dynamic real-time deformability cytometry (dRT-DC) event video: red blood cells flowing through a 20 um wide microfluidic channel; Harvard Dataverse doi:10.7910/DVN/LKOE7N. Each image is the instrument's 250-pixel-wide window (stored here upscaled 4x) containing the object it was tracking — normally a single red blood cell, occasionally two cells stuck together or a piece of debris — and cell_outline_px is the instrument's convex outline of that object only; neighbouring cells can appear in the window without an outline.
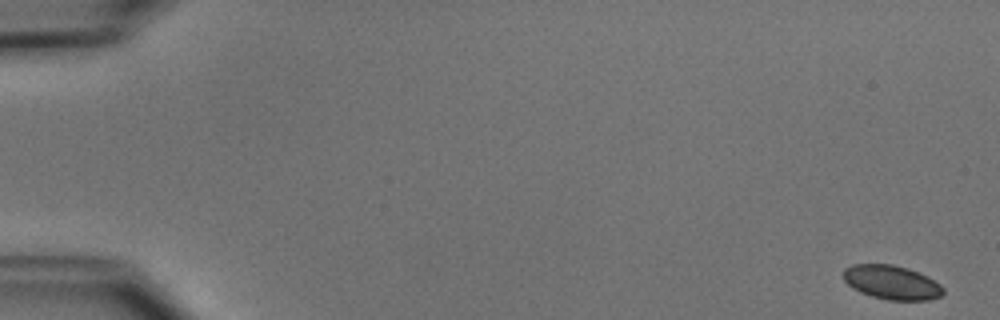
{"species": "common noctule bat (a hibernating species)", "species_latin": "Nyctalus noctula", "temperature_condition": "cold", "stored_images_in_passage": 52, "camera_frame_rate_fps": 3000, "um_per_image_px": 0.085, "animal": {"sex": "male", "body_mass_g": 15.6}, "frame": {"image": 1, "passage_image": 1, "time_ms": 0.0, "image_size_px": [1000, 320], "cell_outline_px": [[944, 292], [940, 296], [928, 300], [888, 300], [872, 296], [860, 292], [852, 288], [844, 280], [844, 268], [852, 264], [892, 264], [908, 268], [928, 276], [940, 284], [944, 288]], "centroid_in_image_um": [75.8, 24.0], "position_along_channel_um": 9.2, "area_um2": 19.88}}
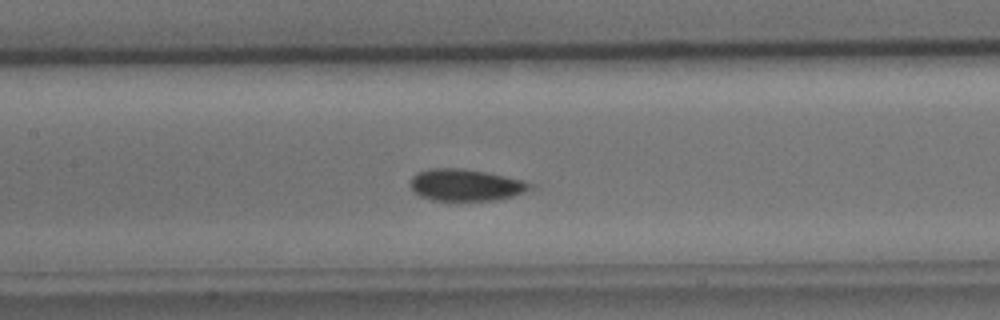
{"frame": {"image": 2, "passage_image": 25, "time_ms": 8.0, "image_size_px": [1000, 320], "cell_outline_px": [[536, 188], [512, 196], [496, 200], [432, 200], [420, 196], [408, 184], [412, 176], [416, 172], [428, 168], [460, 168], [484, 172], [504, 176], [520, 180], [532, 184]], "centroid_in_image_um": [39.55, 15.72], "position_along_channel_um": 167.9, "area_um2": 22.14}}
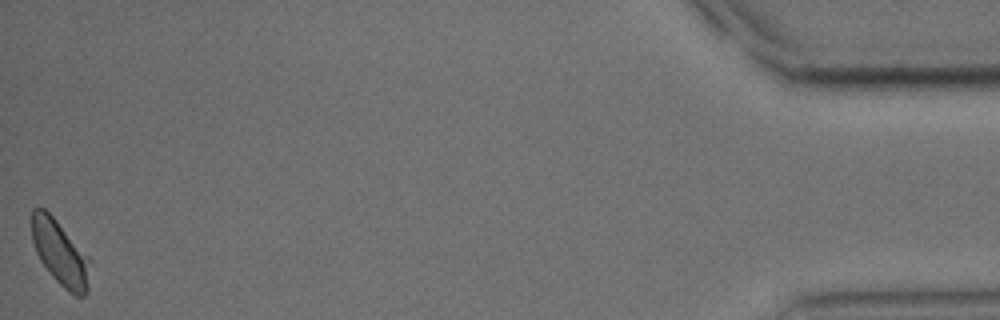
{"frame": {"image": 3, "passage_image": 52, "time_ms": 17.0, "image_size_px": [1000, 320], "cell_outline_px": [[92, 260], [88, 288], [84, 296], [76, 296], [64, 288], [52, 276], [40, 260], [36, 252], [32, 240], [32, 208], [44, 208], [56, 220]], "centroid_in_image_um": [5.14, 21.52], "position_along_channel_um": 430.1, "area_um2": 21.96}}